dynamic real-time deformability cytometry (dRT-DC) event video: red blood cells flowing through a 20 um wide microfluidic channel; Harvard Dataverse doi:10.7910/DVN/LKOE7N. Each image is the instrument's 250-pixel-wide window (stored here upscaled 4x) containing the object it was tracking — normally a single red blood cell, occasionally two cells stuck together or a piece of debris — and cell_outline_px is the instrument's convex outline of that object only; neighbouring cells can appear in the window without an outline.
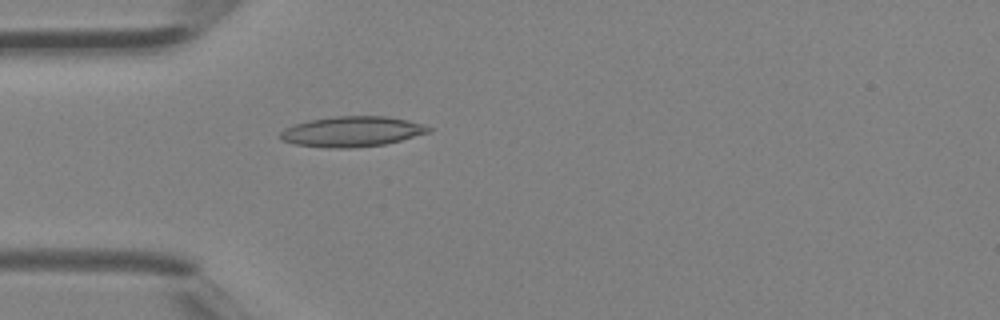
{"species": "Egyptian fruit bat (a non-hibernating species)", "species_latin": "Rousettus aegyptiacus", "temperature_condition": "room temperature", "stored_images_in_passage": 2, "camera_frame_rate_fps": 3000, "um_per_image_px": 0.085, "animal": {"sex": "female"}, "frame": {"image": 1, "passage_image": 2, "time_ms": 0.333, "image_size_px": [1000, 320], "cell_outline_px": [[432, 132], [384, 144], [352, 148], [328, 148], [292, 144], [280, 140], [280, 132], [284, 128], [308, 120], [332, 116], [384, 116], [408, 120], [424, 124], [432, 128]], "centroid_in_image_um": [29.9, 11.18], "position_along_channel_um": 55.1, "area_um2": 26.41}}